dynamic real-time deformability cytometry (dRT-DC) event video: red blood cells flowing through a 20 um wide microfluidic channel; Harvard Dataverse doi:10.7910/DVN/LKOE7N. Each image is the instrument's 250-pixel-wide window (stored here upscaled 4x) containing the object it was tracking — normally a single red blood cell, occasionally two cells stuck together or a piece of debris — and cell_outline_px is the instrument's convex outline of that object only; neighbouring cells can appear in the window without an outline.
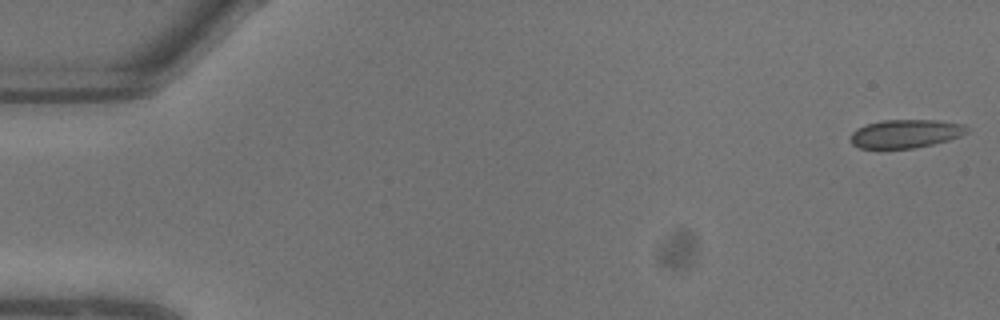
{"species": "common noctule bat (a hibernating species)", "species_latin": "Nyctalus noctula", "temperature_condition": "warm", "stored_images_in_passage": 10, "camera_frame_rate_fps": 3000, "um_per_image_px": 0.085, "animal": {"sex": "male", "body_mass_g": 13.3}, "frame": {"image": 1, "passage_image": 1, "time_ms": 0.0, "image_size_px": [1000, 320], "cell_outline_px": [[968, 132], [960, 136], [948, 140], [932, 144], [912, 148], [860, 148], [852, 144], [852, 132], [856, 128], [868, 124], [884, 120], [936, 120], [964, 124], [968, 128]], "centroid_in_image_um": [77.0, 11.35], "position_along_channel_um": 8.0, "area_um2": 19.07}}
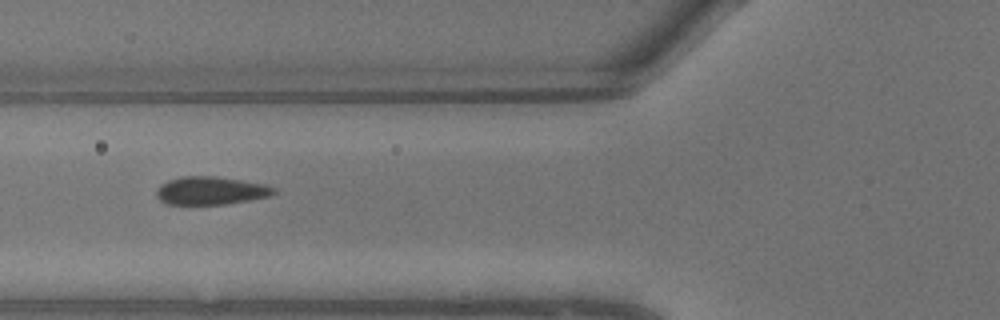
{"frame": {"image": 2, "passage_image": 9, "time_ms": 2.667, "image_size_px": [1000, 320], "cell_outline_px": [[276, 192], [268, 196], [248, 200], [224, 204], [168, 204], [160, 200], [156, 196], [156, 188], [160, 184], [168, 180], [180, 176], [212, 176], [240, 180], [264, 184], [276, 188]], "centroid_in_image_um": [17.86, 16.2], "position_along_channel_um": 107.9, "area_um2": 19.07}}
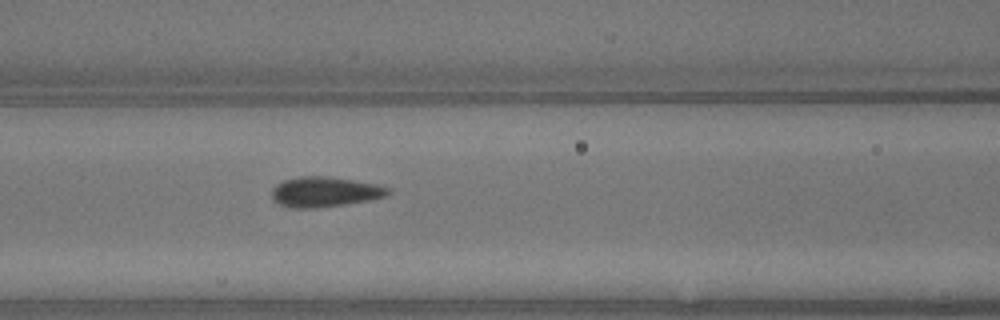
{"frame": {"image": 3, "passage_image": 10, "time_ms": 3.0, "image_size_px": [1000, 320], "cell_outline_px": [[392, 192], [388, 196], [368, 200], [344, 204], [316, 208], [288, 208], [272, 200], [272, 188], [276, 184], [284, 180], [300, 176], [324, 176], [352, 180], [376, 184], [392, 188]], "centroid_in_image_um": [27.61, 16.31], "position_along_channel_um": 139.0, "area_um2": 20.52}}